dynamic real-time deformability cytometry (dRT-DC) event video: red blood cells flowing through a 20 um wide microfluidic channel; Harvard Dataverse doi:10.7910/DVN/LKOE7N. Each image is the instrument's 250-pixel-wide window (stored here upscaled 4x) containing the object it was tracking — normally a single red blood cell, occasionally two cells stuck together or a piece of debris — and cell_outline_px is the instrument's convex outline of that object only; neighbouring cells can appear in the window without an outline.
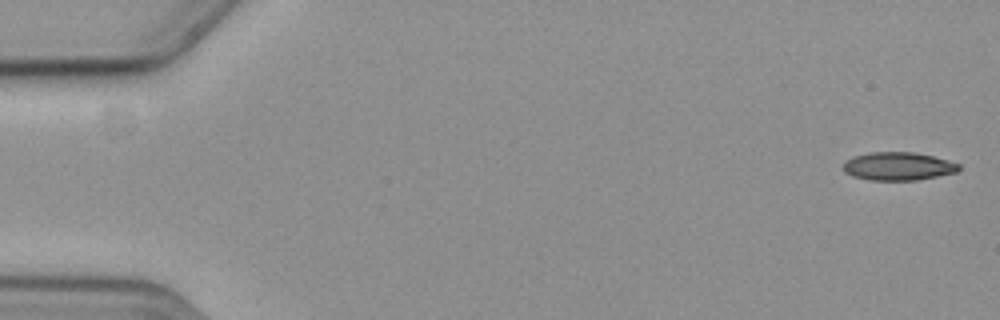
{"species": "common noctule bat (a hibernating species)", "species_latin": "Nyctalus noctula", "temperature_condition": "cold", "stored_images_in_passage": 4, "camera_frame_rate_fps": 3000, "um_per_image_px": 0.085, "animal": {"sex": "female", "body_mass_g": 19.3, "forearm_length_mm": 54.1}, "frame": {"image": 1, "passage_image": 1, "time_ms": 0.0, "image_size_px": [1000, 320], "cell_outline_px": [[960, 168], [956, 172], [916, 180], [872, 180], [852, 176], [844, 172], [840, 168], [844, 160], [852, 156], [868, 152], [912, 152], [932, 156], [948, 160], [960, 164]], "centroid_in_image_um": [76.26, 14.12], "position_along_channel_um": 8.7, "area_um2": 19.13}}